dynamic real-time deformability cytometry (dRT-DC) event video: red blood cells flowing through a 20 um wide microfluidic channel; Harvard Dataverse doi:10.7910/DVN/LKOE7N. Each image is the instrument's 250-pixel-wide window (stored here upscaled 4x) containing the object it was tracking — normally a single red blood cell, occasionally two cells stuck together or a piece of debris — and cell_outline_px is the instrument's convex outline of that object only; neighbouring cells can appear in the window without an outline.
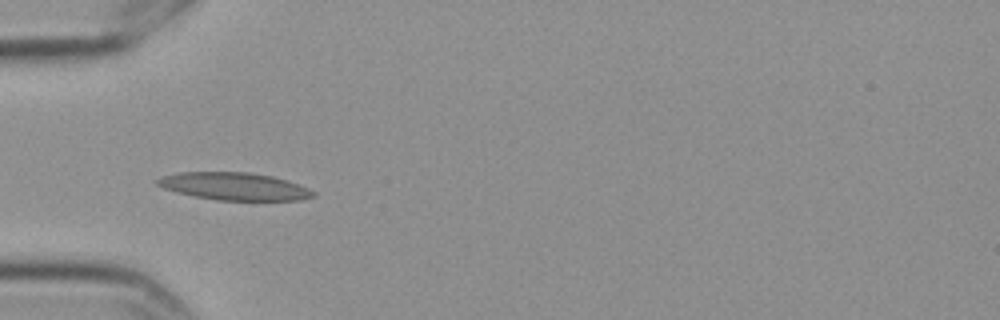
{"species": "Egyptian fruit bat (a non-hibernating species)", "species_latin": "Rousettus aegyptiacus", "temperature_condition": "cold", "stored_images_in_passage": 2, "camera_frame_rate_fps": 3000, "um_per_image_px": 0.085, "frame": {"image": 1, "passage_image": 1, "time_ms": 0.0, "image_size_px": [1000, 320], "cell_outline_px": [[316, 196], [300, 200], [216, 200], [192, 196], [176, 192], [164, 188], [156, 184], [152, 180], [164, 176], [180, 172], [248, 172], [272, 176], [288, 180], [308, 188], [316, 192]], "centroid_in_image_um": [19.91, 15.84], "position_along_channel_um": 65.1, "area_um2": 25.14}}
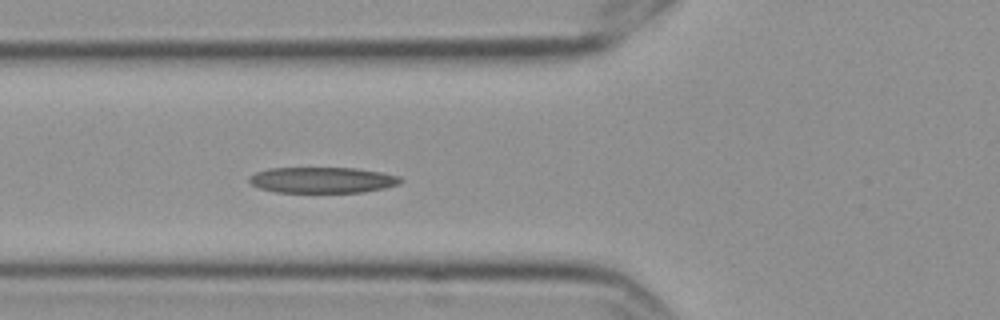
{"frame": {"image": 2, "passage_image": 2, "time_ms": 0.333, "image_size_px": [1000, 320], "cell_outline_px": [[404, 180], [400, 184], [384, 188], [364, 192], [276, 192], [260, 188], [252, 184], [248, 180], [248, 176], [256, 172], [268, 168], [356, 168], [380, 172], [400, 176]], "centroid_in_image_um": [27.41, 15.3], "position_along_channel_um": 98.4, "area_um2": 22.89}}